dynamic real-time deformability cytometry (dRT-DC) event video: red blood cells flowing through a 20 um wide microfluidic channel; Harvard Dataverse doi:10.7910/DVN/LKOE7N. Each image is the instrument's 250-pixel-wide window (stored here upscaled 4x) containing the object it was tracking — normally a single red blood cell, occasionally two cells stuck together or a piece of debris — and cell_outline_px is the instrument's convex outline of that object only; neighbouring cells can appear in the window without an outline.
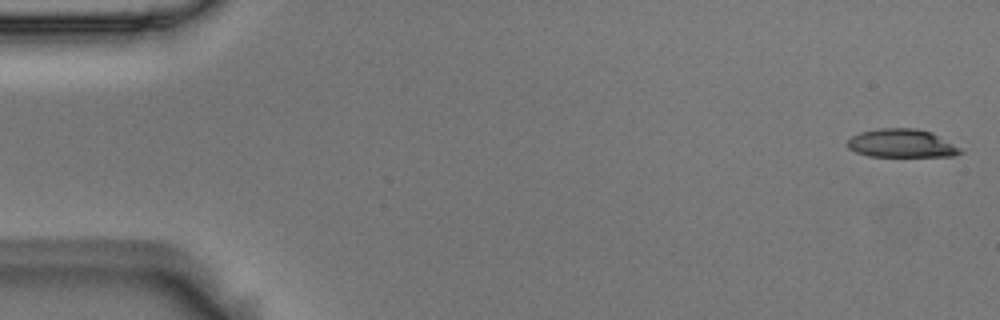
{"species": "Egyptian fruit bat (a non-hibernating species)", "species_latin": "Rousettus aegyptiacus", "temperature_condition": "room temperature", "stored_images_in_passage": 54, "camera_frame_rate_fps": 3000, "um_per_image_px": 0.085, "animal": {"sex": "male"}, "frame": {"image": 1, "passage_image": 1, "time_ms": 0.0, "image_size_px": [1000, 320], "cell_outline_px": [[964, 152], [952, 156], [868, 156], [856, 152], [848, 148], [848, 140], [852, 136], [860, 132], [876, 128], [916, 128], [932, 132], [960, 148]], "centroid_in_image_um": [76.62, 12.18], "position_along_channel_um": 8.4, "area_um2": 18.61}}
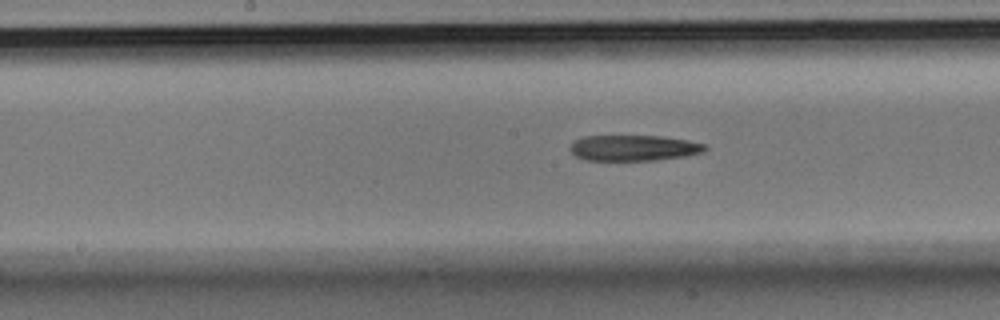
{"frame": {"image": 2, "passage_image": 27, "time_ms": 8.667, "image_size_px": [1000, 320], "cell_outline_px": [[708, 148], [704, 152], [684, 156], [656, 160], [584, 160], [576, 156], [568, 148], [576, 140], [584, 136], [660, 136], [688, 140], [704, 144]], "centroid_in_image_um": [53.87, 12.57], "position_along_channel_um": 194.3, "area_um2": 20.17}}
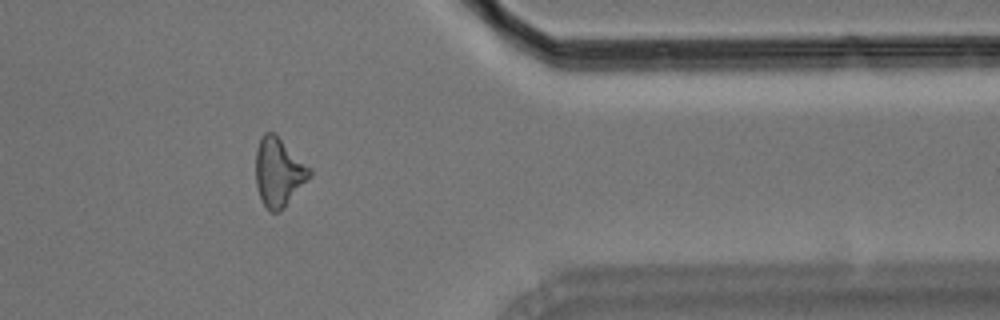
{"frame": {"image": 3, "passage_image": 44, "time_ms": 14.333, "image_size_px": [1000, 320], "cell_outline_px": [[312, 176], [284, 208], [276, 212], [268, 212], [260, 196], [256, 184], [256, 148], [260, 136], [264, 132], [272, 132], [312, 168]], "centroid_in_image_um": [23.7, 14.64], "position_along_channel_um": 387.7, "area_um2": 21.56}}